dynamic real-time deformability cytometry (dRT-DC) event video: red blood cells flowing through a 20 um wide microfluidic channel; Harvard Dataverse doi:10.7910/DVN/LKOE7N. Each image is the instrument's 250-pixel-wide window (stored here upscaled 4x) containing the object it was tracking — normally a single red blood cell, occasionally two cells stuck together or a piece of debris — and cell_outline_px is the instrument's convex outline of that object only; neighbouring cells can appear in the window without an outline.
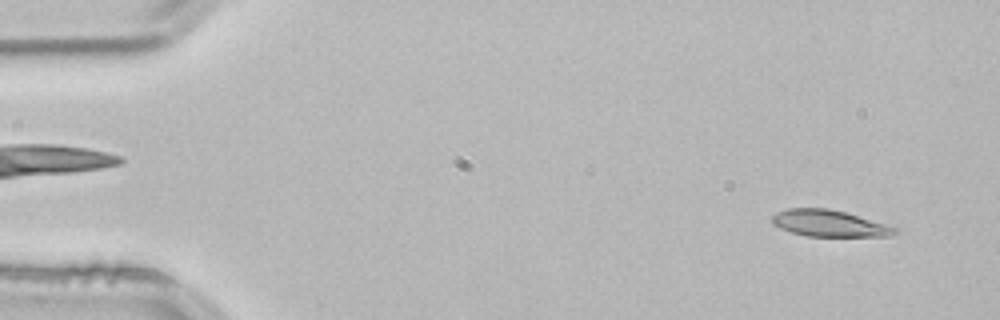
{"species": "common noctule bat (a hibernating species)", "species_latin": "Nyctalus noctula", "temperature_condition": "room temperature", "stored_images_in_passage": 53, "camera_frame_rate_fps": 3000, "um_per_image_px": 0.085, "animal": {"sex": "male", "body_mass_g": 21.5, "forearm_length_mm": 52.0}, "frame": {"image": 1, "passage_image": 3, "time_ms": 0.667, "image_size_px": [1000, 320], "cell_outline_px": [[900, 232], [888, 236], [808, 236], [792, 232], [780, 228], [772, 224], [772, 216], [776, 212], [788, 208], [828, 208], [844, 212], [900, 228]], "centroid_in_image_um": [70.5, 18.98], "position_along_channel_um": 14.5, "area_um2": 18.96}}
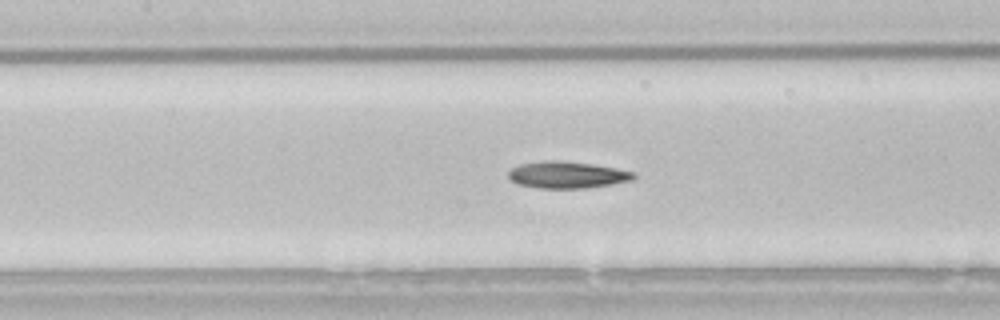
{"frame": {"image": 2, "passage_image": 23, "time_ms": 7.333, "image_size_px": [1000, 320], "cell_outline_px": [[636, 176], [632, 180], [612, 184], [588, 188], [540, 188], [520, 184], [512, 180], [508, 176], [508, 172], [512, 168], [520, 164], [540, 160], [560, 160], [592, 164], [616, 168], [636, 172]], "centroid_in_image_um": [48.23, 14.85], "position_along_channel_um": 159.2, "area_um2": 19.59}}
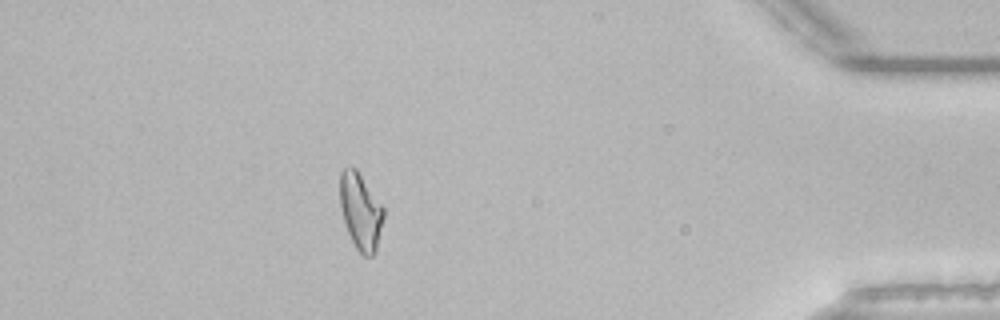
{"frame": {"image": 3, "passage_image": 46, "time_ms": 15.0, "image_size_px": [1000, 320], "cell_outline_px": [[384, 216], [376, 252], [372, 256], [364, 256], [356, 248], [348, 232], [344, 220], [340, 204], [340, 172], [344, 168], [356, 168], [384, 208]], "centroid_in_image_um": [30.66, 17.98], "position_along_channel_um": 404.5, "area_um2": 19.25}}